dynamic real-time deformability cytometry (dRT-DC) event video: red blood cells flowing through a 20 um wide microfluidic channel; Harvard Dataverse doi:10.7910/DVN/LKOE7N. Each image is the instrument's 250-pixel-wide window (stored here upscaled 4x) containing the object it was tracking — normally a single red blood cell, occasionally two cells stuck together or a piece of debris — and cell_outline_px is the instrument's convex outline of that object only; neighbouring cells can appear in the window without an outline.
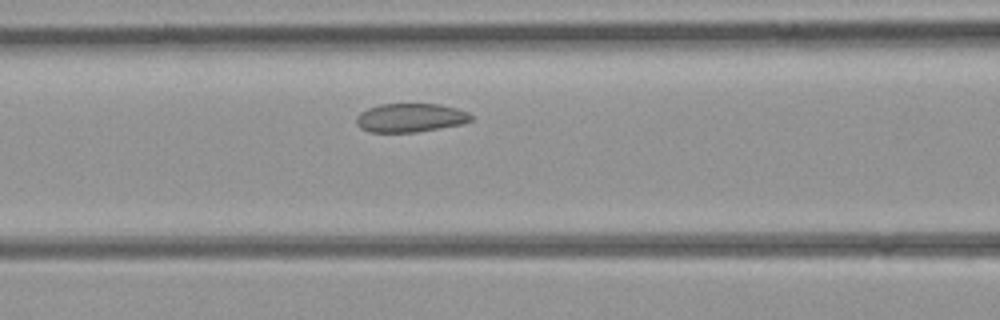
{"species": "common noctule bat (a hibernating species)", "species_latin": "Nyctalus noctula", "temperature_condition": "room temperature", "stored_images_in_passage": 24, "camera_frame_rate_fps": 3000, "um_per_image_px": 0.085, "animal": {"sex": "female", "body_mass_g": 21.9}, "frame": {"image": 1, "passage_image": 7, "time_ms": 2.0, "image_size_px": [1000, 320], "cell_outline_px": [[472, 120], [460, 124], [416, 132], [368, 132], [360, 128], [356, 124], [356, 116], [360, 112], [368, 108], [380, 104], [440, 104], [456, 108], [468, 112], [472, 116]], "centroid_in_image_um": [34.84, 10.0], "position_along_channel_um": 131.8, "area_um2": 19.19}}
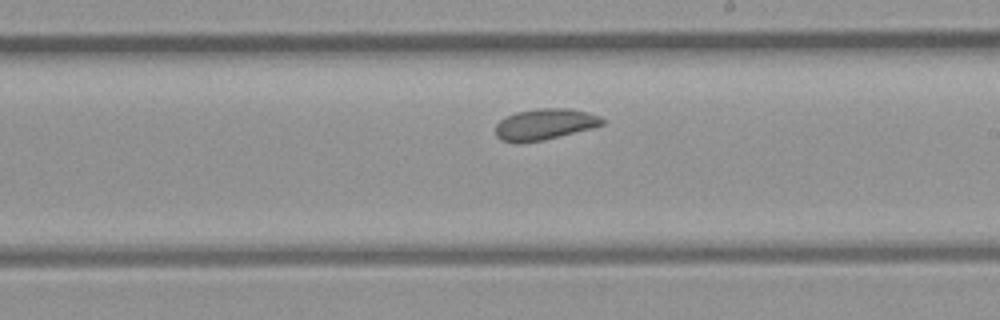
{"frame": {"image": 2, "passage_image": 14, "time_ms": 4.333, "image_size_px": [1000, 320], "cell_outline_px": [[604, 124], [592, 128], [544, 140], [516, 144], [500, 140], [496, 136], [496, 124], [500, 120], [516, 112], [540, 108], [568, 108], [588, 112], [600, 116], [604, 120]], "centroid_in_image_um": [46.29, 10.57], "position_along_channel_um": 242.7, "area_um2": 19.48}}
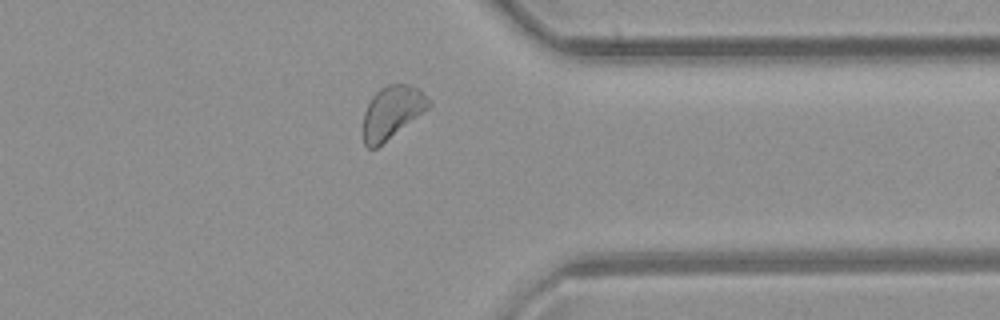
{"frame": {"image": 3, "passage_image": 23, "time_ms": 7.333, "image_size_px": [1000, 320], "cell_outline_px": [[432, 104], [428, 108], [376, 148], [368, 148], [364, 144], [364, 112], [372, 96], [380, 88], [388, 84], [408, 84], [420, 88]], "centroid_in_image_um": [33.32, 9.5], "position_along_channel_um": 378.1, "area_um2": 19.71}}